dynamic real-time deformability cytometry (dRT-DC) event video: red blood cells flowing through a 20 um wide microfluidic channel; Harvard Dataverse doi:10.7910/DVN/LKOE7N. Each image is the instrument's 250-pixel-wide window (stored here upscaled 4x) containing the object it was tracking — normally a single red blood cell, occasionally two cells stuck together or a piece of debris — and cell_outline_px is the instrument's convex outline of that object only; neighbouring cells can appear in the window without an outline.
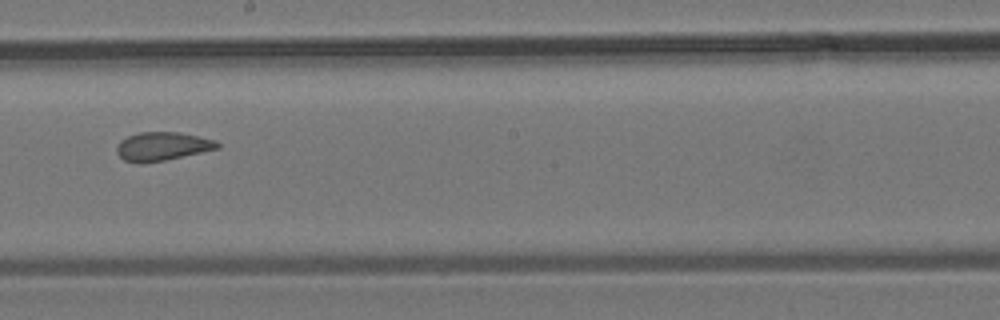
{"species": "common noctule bat (a hibernating species)", "species_latin": "Nyctalus noctula", "temperature_condition": "room temperature", "stored_images_in_passage": 7, "camera_frame_rate_fps": 3000, "um_per_image_px": 0.085, "animal": {"sex": "male", "body_mass_g": 19.2, "forearm_length_mm": 51.8}, "frame": {"image": 1, "passage_image": 6, "time_ms": 5.667, "image_size_px": [1000, 320], "cell_outline_px": [[220, 148], [164, 160], [124, 160], [116, 152], [116, 148], [120, 140], [128, 136], [140, 132], [180, 132], [216, 140], [220, 144]], "centroid_in_image_um": [13.85, 12.39], "position_along_channel_um": 234.4, "area_um2": 16.18}}
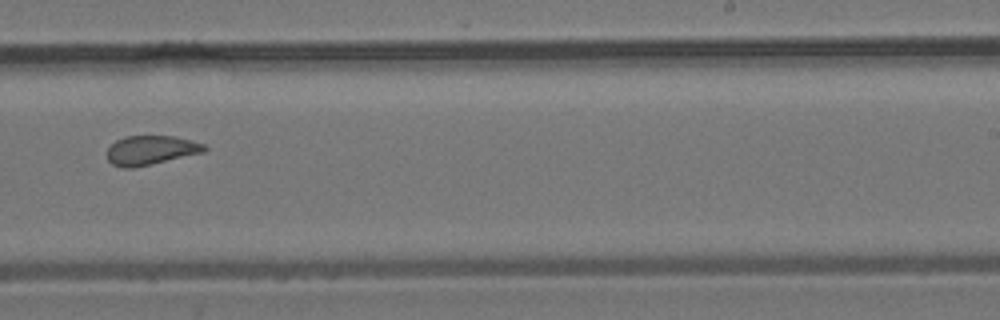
{"frame": {"image": 2, "passage_image": 7, "time_ms": 6.667, "image_size_px": [1000, 320], "cell_outline_px": [[208, 148], [204, 152], [132, 168], [124, 168], [112, 164], [108, 160], [108, 148], [116, 140], [124, 136], [172, 136], [192, 140], [204, 144]], "centroid_in_image_um": [12.82, 12.76], "position_along_channel_um": 276.2, "area_um2": 16.42}}